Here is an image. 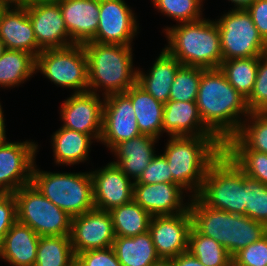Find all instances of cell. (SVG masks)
Listing matches in <instances>:
<instances>
[{"label": "cell", "mask_w": 267, "mask_h": 266, "mask_svg": "<svg viewBox=\"0 0 267 266\" xmlns=\"http://www.w3.org/2000/svg\"><path fill=\"white\" fill-rule=\"evenodd\" d=\"M101 141L112 149L116 144L141 135L131 99L125 93L104 97Z\"/></svg>", "instance_id": "obj_11"}, {"label": "cell", "mask_w": 267, "mask_h": 266, "mask_svg": "<svg viewBox=\"0 0 267 266\" xmlns=\"http://www.w3.org/2000/svg\"><path fill=\"white\" fill-rule=\"evenodd\" d=\"M2 107H1V103H0V145H3L5 144L6 142V131H5V123H4V115H3V112H2Z\"/></svg>", "instance_id": "obj_47"}, {"label": "cell", "mask_w": 267, "mask_h": 266, "mask_svg": "<svg viewBox=\"0 0 267 266\" xmlns=\"http://www.w3.org/2000/svg\"><path fill=\"white\" fill-rule=\"evenodd\" d=\"M246 10L250 13L261 37L267 42V0H255Z\"/></svg>", "instance_id": "obj_45"}, {"label": "cell", "mask_w": 267, "mask_h": 266, "mask_svg": "<svg viewBox=\"0 0 267 266\" xmlns=\"http://www.w3.org/2000/svg\"><path fill=\"white\" fill-rule=\"evenodd\" d=\"M138 25L124 0H100L98 29L93 42L131 45Z\"/></svg>", "instance_id": "obj_15"}, {"label": "cell", "mask_w": 267, "mask_h": 266, "mask_svg": "<svg viewBox=\"0 0 267 266\" xmlns=\"http://www.w3.org/2000/svg\"><path fill=\"white\" fill-rule=\"evenodd\" d=\"M179 24L165 29L169 41L165 49L182 65L219 68L223 59L216 20L203 18Z\"/></svg>", "instance_id": "obj_4"}, {"label": "cell", "mask_w": 267, "mask_h": 266, "mask_svg": "<svg viewBox=\"0 0 267 266\" xmlns=\"http://www.w3.org/2000/svg\"><path fill=\"white\" fill-rule=\"evenodd\" d=\"M64 23L75 44L91 41L98 29L100 0H57Z\"/></svg>", "instance_id": "obj_19"}, {"label": "cell", "mask_w": 267, "mask_h": 266, "mask_svg": "<svg viewBox=\"0 0 267 266\" xmlns=\"http://www.w3.org/2000/svg\"><path fill=\"white\" fill-rule=\"evenodd\" d=\"M196 104L203 123L223 142L241 127V114H250L246 98L226 79L219 68L204 69Z\"/></svg>", "instance_id": "obj_1"}, {"label": "cell", "mask_w": 267, "mask_h": 266, "mask_svg": "<svg viewBox=\"0 0 267 266\" xmlns=\"http://www.w3.org/2000/svg\"><path fill=\"white\" fill-rule=\"evenodd\" d=\"M47 199L70 216L82 215L94 207L93 181L88 173H53L34 165L31 182Z\"/></svg>", "instance_id": "obj_6"}, {"label": "cell", "mask_w": 267, "mask_h": 266, "mask_svg": "<svg viewBox=\"0 0 267 266\" xmlns=\"http://www.w3.org/2000/svg\"><path fill=\"white\" fill-rule=\"evenodd\" d=\"M47 1H57V0H24V3L47 2Z\"/></svg>", "instance_id": "obj_52"}, {"label": "cell", "mask_w": 267, "mask_h": 266, "mask_svg": "<svg viewBox=\"0 0 267 266\" xmlns=\"http://www.w3.org/2000/svg\"><path fill=\"white\" fill-rule=\"evenodd\" d=\"M75 266H122L112 247L88 250L75 255Z\"/></svg>", "instance_id": "obj_43"}, {"label": "cell", "mask_w": 267, "mask_h": 266, "mask_svg": "<svg viewBox=\"0 0 267 266\" xmlns=\"http://www.w3.org/2000/svg\"><path fill=\"white\" fill-rule=\"evenodd\" d=\"M100 100L93 92L73 93L61 106L62 127L88 134L99 141L104 104Z\"/></svg>", "instance_id": "obj_16"}, {"label": "cell", "mask_w": 267, "mask_h": 266, "mask_svg": "<svg viewBox=\"0 0 267 266\" xmlns=\"http://www.w3.org/2000/svg\"><path fill=\"white\" fill-rule=\"evenodd\" d=\"M32 23L37 45L42 49L64 48L75 43L66 29L57 1L24 3Z\"/></svg>", "instance_id": "obj_14"}, {"label": "cell", "mask_w": 267, "mask_h": 266, "mask_svg": "<svg viewBox=\"0 0 267 266\" xmlns=\"http://www.w3.org/2000/svg\"><path fill=\"white\" fill-rule=\"evenodd\" d=\"M234 3V9H246L249 7L255 0H229Z\"/></svg>", "instance_id": "obj_48"}, {"label": "cell", "mask_w": 267, "mask_h": 266, "mask_svg": "<svg viewBox=\"0 0 267 266\" xmlns=\"http://www.w3.org/2000/svg\"><path fill=\"white\" fill-rule=\"evenodd\" d=\"M175 183L164 154L155 155L134 184Z\"/></svg>", "instance_id": "obj_42"}, {"label": "cell", "mask_w": 267, "mask_h": 266, "mask_svg": "<svg viewBox=\"0 0 267 266\" xmlns=\"http://www.w3.org/2000/svg\"><path fill=\"white\" fill-rule=\"evenodd\" d=\"M219 69L228 82L246 99L252 93L258 69V57L222 61Z\"/></svg>", "instance_id": "obj_34"}, {"label": "cell", "mask_w": 267, "mask_h": 266, "mask_svg": "<svg viewBox=\"0 0 267 266\" xmlns=\"http://www.w3.org/2000/svg\"><path fill=\"white\" fill-rule=\"evenodd\" d=\"M93 181V200L96 209L111 211L133 200L134 181L117 165L108 163L104 168L90 172Z\"/></svg>", "instance_id": "obj_17"}, {"label": "cell", "mask_w": 267, "mask_h": 266, "mask_svg": "<svg viewBox=\"0 0 267 266\" xmlns=\"http://www.w3.org/2000/svg\"><path fill=\"white\" fill-rule=\"evenodd\" d=\"M39 238L29 226L16 221L4 237L0 258L12 266H34Z\"/></svg>", "instance_id": "obj_23"}, {"label": "cell", "mask_w": 267, "mask_h": 266, "mask_svg": "<svg viewBox=\"0 0 267 266\" xmlns=\"http://www.w3.org/2000/svg\"><path fill=\"white\" fill-rule=\"evenodd\" d=\"M163 132L170 137L215 135L203 123L195 101L168 100L164 104Z\"/></svg>", "instance_id": "obj_21"}, {"label": "cell", "mask_w": 267, "mask_h": 266, "mask_svg": "<svg viewBox=\"0 0 267 266\" xmlns=\"http://www.w3.org/2000/svg\"><path fill=\"white\" fill-rule=\"evenodd\" d=\"M17 221V202L13 193H0V247L6 233Z\"/></svg>", "instance_id": "obj_44"}, {"label": "cell", "mask_w": 267, "mask_h": 266, "mask_svg": "<svg viewBox=\"0 0 267 266\" xmlns=\"http://www.w3.org/2000/svg\"><path fill=\"white\" fill-rule=\"evenodd\" d=\"M82 45L87 56L89 92L98 94L97 89L102 87L105 96L125 93L137 83V69L133 70L131 45L93 41Z\"/></svg>", "instance_id": "obj_3"}, {"label": "cell", "mask_w": 267, "mask_h": 266, "mask_svg": "<svg viewBox=\"0 0 267 266\" xmlns=\"http://www.w3.org/2000/svg\"><path fill=\"white\" fill-rule=\"evenodd\" d=\"M188 251L205 266H232V256L215 239L200 234L193 226Z\"/></svg>", "instance_id": "obj_35"}, {"label": "cell", "mask_w": 267, "mask_h": 266, "mask_svg": "<svg viewBox=\"0 0 267 266\" xmlns=\"http://www.w3.org/2000/svg\"><path fill=\"white\" fill-rule=\"evenodd\" d=\"M37 146L30 141L0 145V193H14L31 184Z\"/></svg>", "instance_id": "obj_10"}, {"label": "cell", "mask_w": 267, "mask_h": 266, "mask_svg": "<svg viewBox=\"0 0 267 266\" xmlns=\"http://www.w3.org/2000/svg\"><path fill=\"white\" fill-rule=\"evenodd\" d=\"M216 135L177 136L168 140L164 156L173 181L197 196L210 163L223 151Z\"/></svg>", "instance_id": "obj_2"}, {"label": "cell", "mask_w": 267, "mask_h": 266, "mask_svg": "<svg viewBox=\"0 0 267 266\" xmlns=\"http://www.w3.org/2000/svg\"><path fill=\"white\" fill-rule=\"evenodd\" d=\"M203 68L181 65L170 89L169 100L196 101Z\"/></svg>", "instance_id": "obj_37"}, {"label": "cell", "mask_w": 267, "mask_h": 266, "mask_svg": "<svg viewBox=\"0 0 267 266\" xmlns=\"http://www.w3.org/2000/svg\"><path fill=\"white\" fill-rule=\"evenodd\" d=\"M125 94L131 99L141 134L158 139L163 133L164 104L156 100L137 83L131 86Z\"/></svg>", "instance_id": "obj_25"}, {"label": "cell", "mask_w": 267, "mask_h": 266, "mask_svg": "<svg viewBox=\"0 0 267 266\" xmlns=\"http://www.w3.org/2000/svg\"><path fill=\"white\" fill-rule=\"evenodd\" d=\"M112 248L122 266H150L161 259L149 232L133 237L116 236Z\"/></svg>", "instance_id": "obj_27"}, {"label": "cell", "mask_w": 267, "mask_h": 266, "mask_svg": "<svg viewBox=\"0 0 267 266\" xmlns=\"http://www.w3.org/2000/svg\"><path fill=\"white\" fill-rule=\"evenodd\" d=\"M36 58L25 51L6 49L0 58V86L15 87L35 72Z\"/></svg>", "instance_id": "obj_30"}, {"label": "cell", "mask_w": 267, "mask_h": 266, "mask_svg": "<svg viewBox=\"0 0 267 266\" xmlns=\"http://www.w3.org/2000/svg\"><path fill=\"white\" fill-rule=\"evenodd\" d=\"M34 266H75L70 235L41 236Z\"/></svg>", "instance_id": "obj_32"}, {"label": "cell", "mask_w": 267, "mask_h": 266, "mask_svg": "<svg viewBox=\"0 0 267 266\" xmlns=\"http://www.w3.org/2000/svg\"><path fill=\"white\" fill-rule=\"evenodd\" d=\"M9 7H13L10 4L0 1V23H1V19L3 14L5 13V11L9 8Z\"/></svg>", "instance_id": "obj_50"}, {"label": "cell", "mask_w": 267, "mask_h": 266, "mask_svg": "<svg viewBox=\"0 0 267 266\" xmlns=\"http://www.w3.org/2000/svg\"><path fill=\"white\" fill-rule=\"evenodd\" d=\"M182 190L176 183L134 184L133 200L151 216L177 215L189 208Z\"/></svg>", "instance_id": "obj_18"}, {"label": "cell", "mask_w": 267, "mask_h": 266, "mask_svg": "<svg viewBox=\"0 0 267 266\" xmlns=\"http://www.w3.org/2000/svg\"><path fill=\"white\" fill-rule=\"evenodd\" d=\"M267 234V226L246 215L229 213L228 253L233 256L240 249Z\"/></svg>", "instance_id": "obj_33"}, {"label": "cell", "mask_w": 267, "mask_h": 266, "mask_svg": "<svg viewBox=\"0 0 267 266\" xmlns=\"http://www.w3.org/2000/svg\"><path fill=\"white\" fill-rule=\"evenodd\" d=\"M246 102L250 112H267V54L258 57L254 88Z\"/></svg>", "instance_id": "obj_40"}, {"label": "cell", "mask_w": 267, "mask_h": 266, "mask_svg": "<svg viewBox=\"0 0 267 266\" xmlns=\"http://www.w3.org/2000/svg\"><path fill=\"white\" fill-rule=\"evenodd\" d=\"M223 150L242 169L245 175L267 185V154L249 150L235 135L224 144Z\"/></svg>", "instance_id": "obj_29"}, {"label": "cell", "mask_w": 267, "mask_h": 266, "mask_svg": "<svg viewBox=\"0 0 267 266\" xmlns=\"http://www.w3.org/2000/svg\"><path fill=\"white\" fill-rule=\"evenodd\" d=\"M216 23L223 61L267 54V42L261 37L246 9H232L217 19Z\"/></svg>", "instance_id": "obj_9"}, {"label": "cell", "mask_w": 267, "mask_h": 266, "mask_svg": "<svg viewBox=\"0 0 267 266\" xmlns=\"http://www.w3.org/2000/svg\"><path fill=\"white\" fill-rule=\"evenodd\" d=\"M52 146L56 164L74 165L88 157L93 138L75 130L60 127L52 135Z\"/></svg>", "instance_id": "obj_28"}, {"label": "cell", "mask_w": 267, "mask_h": 266, "mask_svg": "<svg viewBox=\"0 0 267 266\" xmlns=\"http://www.w3.org/2000/svg\"><path fill=\"white\" fill-rule=\"evenodd\" d=\"M190 199L192 226L200 234L215 239L228 251L229 212L210 208L197 196Z\"/></svg>", "instance_id": "obj_26"}, {"label": "cell", "mask_w": 267, "mask_h": 266, "mask_svg": "<svg viewBox=\"0 0 267 266\" xmlns=\"http://www.w3.org/2000/svg\"><path fill=\"white\" fill-rule=\"evenodd\" d=\"M150 266H173L171 259H160L159 261L151 264Z\"/></svg>", "instance_id": "obj_49"}, {"label": "cell", "mask_w": 267, "mask_h": 266, "mask_svg": "<svg viewBox=\"0 0 267 266\" xmlns=\"http://www.w3.org/2000/svg\"><path fill=\"white\" fill-rule=\"evenodd\" d=\"M182 64L165 48L161 51L149 73L137 70V84L156 100L165 104L169 100L170 89L176 72Z\"/></svg>", "instance_id": "obj_24"}, {"label": "cell", "mask_w": 267, "mask_h": 266, "mask_svg": "<svg viewBox=\"0 0 267 266\" xmlns=\"http://www.w3.org/2000/svg\"><path fill=\"white\" fill-rule=\"evenodd\" d=\"M115 236L133 237L148 232L152 216L134 200L109 211Z\"/></svg>", "instance_id": "obj_31"}, {"label": "cell", "mask_w": 267, "mask_h": 266, "mask_svg": "<svg viewBox=\"0 0 267 266\" xmlns=\"http://www.w3.org/2000/svg\"><path fill=\"white\" fill-rule=\"evenodd\" d=\"M192 217L189 208L177 215L152 216L148 232L161 259H173L188 251Z\"/></svg>", "instance_id": "obj_13"}, {"label": "cell", "mask_w": 267, "mask_h": 266, "mask_svg": "<svg viewBox=\"0 0 267 266\" xmlns=\"http://www.w3.org/2000/svg\"><path fill=\"white\" fill-rule=\"evenodd\" d=\"M36 72L41 71L54 84L88 92L87 56L82 44L44 49L36 56Z\"/></svg>", "instance_id": "obj_8"}, {"label": "cell", "mask_w": 267, "mask_h": 266, "mask_svg": "<svg viewBox=\"0 0 267 266\" xmlns=\"http://www.w3.org/2000/svg\"><path fill=\"white\" fill-rule=\"evenodd\" d=\"M17 202V221L41 236L71 234L72 216L47 199L32 183L13 193Z\"/></svg>", "instance_id": "obj_7"}, {"label": "cell", "mask_w": 267, "mask_h": 266, "mask_svg": "<svg viewBox=\"0 0 267 266\" xmlns=\"http://www.w3.org/2000/svg\"><path fill=\"white\" fill-rule=\"evenodd\" d=\"M157 140L153 136L141 134L118 143L111 149L118 160L111 163L117 165L130 179L132 178L136 182L155 157L154 145Z\"/></svg>", "instance_id": "obj_22"}, {"label": "cell", "mask_w": 267, "mask_h": 266, "mask_svg": "<svg viewBox=\"0 0 267 266\" xmlns=\"http://www.w3.org/2000/svg\"><path fill=\"white\" fill-rule=\"evenodd\" d=\"M0 39L5 48L21 50L32 54L35 58L42 51L37 45L32 23L27 13V7L14 5L5 11L0 23Z\"/></svg>", "instance_id": "obj_20"}, {"label": "cell", "mask_w": 267, "mask_h": 266, "mask_svg": "<svg viewBox=\"0 0 267 266\" xmlns=\"http://www.w3.org/2000/svg\"><path fill=\"white\" fill-rule=\"evenodd\" d=\"M171 261L173 266H205L189 251L181 253Z\"/></svg>", "instance_id": "obj_46"}, {"label": "cell", "mask_w": 267, "mask_h": 266, "mask_svg": "<svg viewBox=\"0 0 267 266\" xmlns=\"http://www.w3.org/2000/svg\"><path fill=\"white\" fill-rule=\"evenodd\" d=\"M115 237L112 216L108 211L93 208L72 217L70 238L74 255L112 247Z\"/></svg>", "instance_id": "obj_12"}, {"label": "cell", "mask_w": 267, "mask_h": 266, "mask_svg": "<svg viewBox=\"0 0 267 266\" xmlns=\"http://www.w3.org/2000/svg\"><path fill=\"white\" fill-rule=\"evenodd\" d=\"M245 215L267 226V185L245 175Z\"/></svg>", "instance_id": "obj_38"}, {"label": "cell", "mask_w": 267, "mask_h": 266, "mask_svg": "<svg viewBox=\"0 0 267 266\" xmlns=\"http://www.w3.org/2000/svg\"><path fill=\"white\" fill-rule=\"evenodd\" d=\"M203 0H152L154 6L168 17L180 23L202 19Z\"/></svg>", "instance_id": "obj_39"}, {"label": "cell", "mask_w": 267, "mask_h": 266, "mask_svg": "<svg viewBox=\"0 0 267 266\" xmlns=\"http://www.w3.org/2000/svg\"><path fill=\"white\" fill-rule=\"evenodd\" d=\"M232 266H267V234L235 253Z\"/></svg>", "instance_id": "obj_41"}, {"label": "cell", "mask_w": 267, "mask_h": 266, "mask_svg": "<svg viewBox=\"0 0 267 266\" xmlns=\"http://www.w3.org/2000/svg\"><path fill=\"white\" fill-rule=\"evenodd\" d=\"M197 197L210 208L245 215V174L224 150L210 163Z\"/></svg>", "instance_id": "obj_5"}, {"label": "cell", "mask_w": 267, "mask_h": 266, "mask_svg": "<svg viewBox=\"0 0 267 266\" xmlns=\"http://www.w3.org/2000/svg\"><path fill=\"white\" fill-rule=\"evenodd\" d=\"M247 117L248 124L243 120L235 136L249 150L267 154V112H250Z\"/></svg>", "instance_id": "obj_36"}, {"label": "cell", "mask_w": 267, "mask_h": 266, "mask_svg": "<svg viewBox=\"0 0 267 266\" xmlns=\"http://www.w3.org/2000/svg\"><path fill=\"white\" fill-rule=\"evenodd\" d=\"M5 50H6L5 45H4L3 41L0 39V58H1V56Z\"/></svg>", "instance_id": "obj_53"}, {"label": "cell", "mask_w": 267, "mask_h": 266, "mask_svg": "<svg viewBox=\"0 0 267 266\" xmlns=\"http://www.w3.org/2000/svg\"><path fill=\"white\" fill-rule=\"evenodd\" d=\"M0 1L6 2V3L10 4L11 6L24 4V0H0Z\"/></svg>", "instance_id": "obj_51"}]
</instances>
